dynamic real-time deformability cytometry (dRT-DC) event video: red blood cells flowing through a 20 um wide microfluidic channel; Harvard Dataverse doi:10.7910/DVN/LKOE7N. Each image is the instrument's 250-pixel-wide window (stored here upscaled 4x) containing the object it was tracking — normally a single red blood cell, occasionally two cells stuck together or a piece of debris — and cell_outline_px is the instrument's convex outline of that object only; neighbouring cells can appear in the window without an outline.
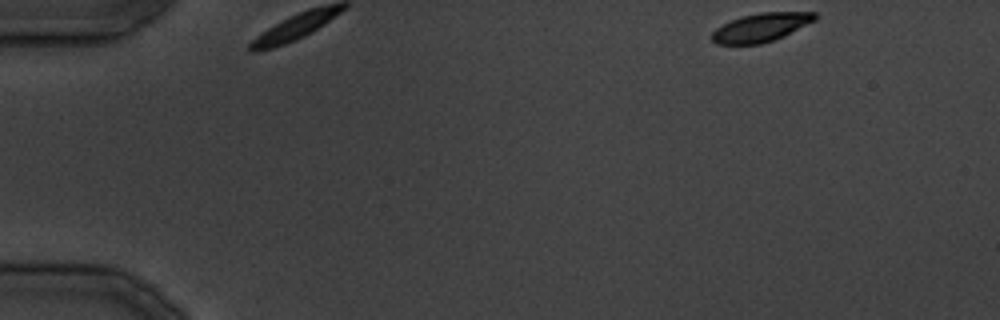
{"species": "common noctule bat (a hibernating species)", "species_latin": "Nyctalus noctula", "temperature_condition": "cold", "stored_images_in_passage": 4, "camera_frame_rate_fps": 3000, "um_per_image_px": 0.085, "animal": {"sex": "male", "body_mass_g": 19.5, "forearm_length_mm": 54.6}, "frame": {"image": 1, "passage_image": 1, "time_ms": 0.0, "image_size_px": [1000, 320], "cell_outline_px": [[816, 20], [784, 36], [760, 44], [716, 44], [712, 40], [712, 32], [716, 28], [732, 20], [744, 16], [760, 12], [816, 12]], "centroid_in_image_um": [64.7, 2.33], "position_along_channel_um": 20.3, "area_um2": 16.94}}